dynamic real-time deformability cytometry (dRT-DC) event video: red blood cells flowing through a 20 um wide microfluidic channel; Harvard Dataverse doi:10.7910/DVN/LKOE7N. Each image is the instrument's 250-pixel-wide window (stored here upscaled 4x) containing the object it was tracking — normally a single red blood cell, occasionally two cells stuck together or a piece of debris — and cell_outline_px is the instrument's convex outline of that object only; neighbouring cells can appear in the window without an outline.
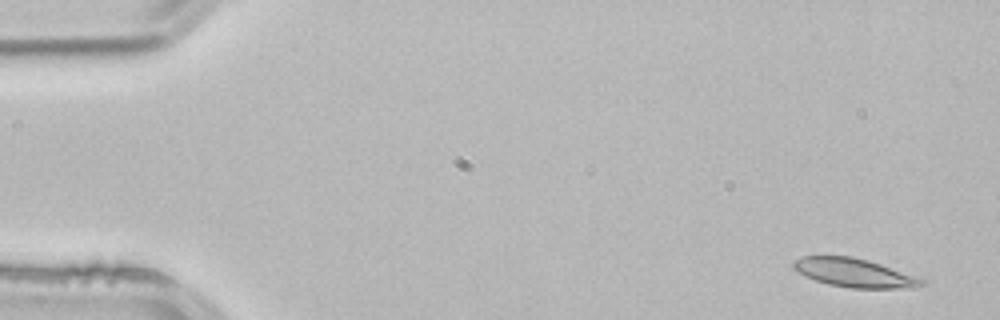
{"species": "common noctule bat (a hibernating species)", "species_latin": "Nyctalus noctula", "temperature_condition": "room temperature", "stored_images_in_passage": 3, "camera_frame_rate_fps": 3000, "um_per_image_px": 0.085, "animal": {"sex": "male", "body_mass_g": 21.5, "forearm_length_mm": 52.0}, "frame": {"image": 1, "passage_image": 1, "time_ms": 0.0, "image_size_px": [1000, 320], "cell_outline_px": [[928, 284], [916, 288], [848, 288], [828, 284], [816, 280], [792, 268], [792, 260], [800, 256], [852, 256], [868, 260], [880, 264], [924, 280]], "centroid_in_image_um": [72.6, 23.19], "position_along_channel_um": 12.4, "area_um2": 21.33}}
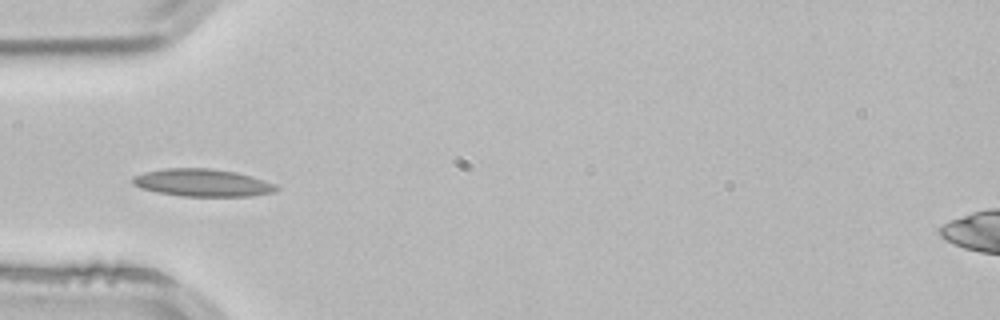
{"frame": {"image": 2, "passage_image": 3, "time_ms": 0.667, "image_size_px": [1000, 320], "cell_outline_px": [[280, 188], [276, 192], [252, 196], [180, 196], [156, 192], [140, 188], [132, 184], [132, 176], [144, 172], [164, 168], [212, 168], [236, 172], [264, 180], [276, 184]], "centroid_in_image_um": [17.2, 15.53], "position_along_channel_um": 67.8, "area_um2": 23.29}}